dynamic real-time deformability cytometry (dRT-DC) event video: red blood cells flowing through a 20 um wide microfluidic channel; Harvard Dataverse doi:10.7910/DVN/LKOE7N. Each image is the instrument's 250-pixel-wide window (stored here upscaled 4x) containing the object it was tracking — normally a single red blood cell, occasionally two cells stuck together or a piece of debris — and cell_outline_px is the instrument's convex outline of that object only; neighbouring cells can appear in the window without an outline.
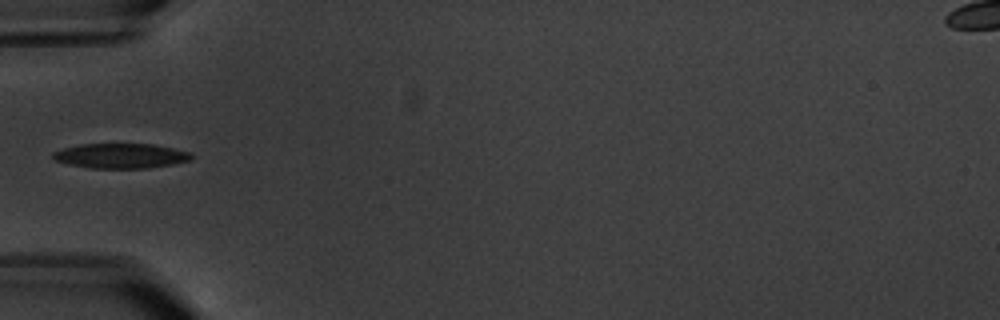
{"species": "common noctule bat (a hibernating species)", "species_latin": "Nyctalus noctula", "temperature_condition": "warm", "stored_images_in_passage": 6, "camera_frame_rate_fps": 3000, "um_per_image_px": 0.085, "animal": {"sex": "male", "body_mass_g": 20.1, "forearm_length_mm": 53.5}, "frame": {"image": 1, "passage_image": 6, "time_ms": 5.667, "image_size_px": [1000, 320], "cell_outline_px": [[196, 156], [192, 160], [172, 164], [148, 168], [92, 168], [68, 164], [56, 160], [52, 156], [52, 152], [64, 148], [80, 144], [152, 144], [192, 152]], "centroid_in_image_um": [10.32, 13.24], "position_along_channel_um": 74.7, "area_um2": 20.11}}